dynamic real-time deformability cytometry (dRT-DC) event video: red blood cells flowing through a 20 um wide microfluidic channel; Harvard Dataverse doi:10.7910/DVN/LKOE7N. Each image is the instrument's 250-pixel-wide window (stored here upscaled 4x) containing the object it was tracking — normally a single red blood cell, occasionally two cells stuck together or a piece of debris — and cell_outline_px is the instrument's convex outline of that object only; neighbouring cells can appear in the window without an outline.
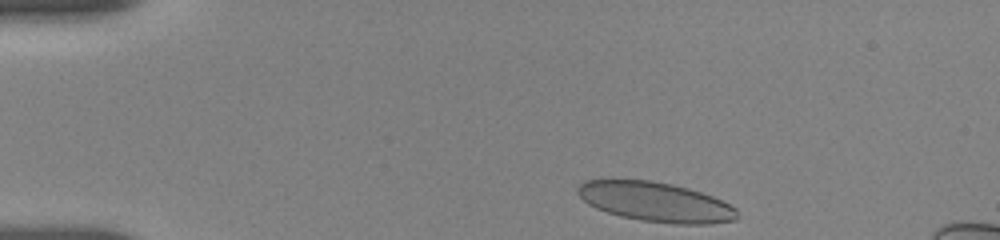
{"species": "human", "species_latin": "Homo sapiens", "temperature_condition": "room temperature", "stored_images_in_passage": 38, "camera_frame_rate_fps": 3000, "um_per_image_px": 0.085, "donor": {"sex": "female"}, "frame": {"image": 1, "passage_image": 1, "time_ms": 0.0, "image_size_px": [1000, 240], "cell_outline_px": [[736, 220], [708, 224], [672, 224], [640, 220], [620, 216], [596, 208], [588, 204], [576, 192], [576, 188], [584, 180], [652, 180], [672, 184], [688, 188], [712, 196], [736, 208]], "centroid_in_image_um": [55.7, 17.16], "position_along_channel_um": 29.3, "area_um2": 36.65}}
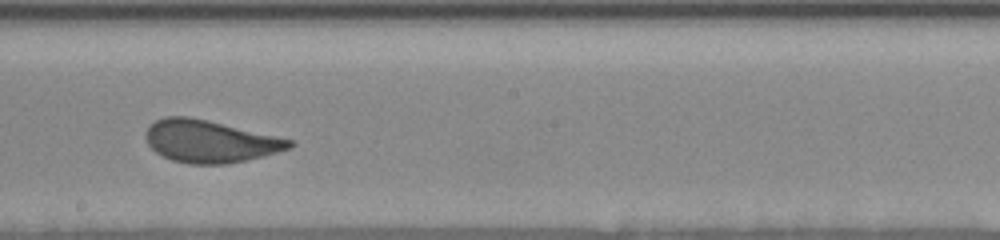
{"frame": {"image": 2, "passage_image": 23, "time_ms": 7.333, "image_size_px": [1000, 240], "cell_outline_px": [[296, 144], [292, 148], [264, 156], [248, 160], [224, 164], [188, 164], [172, 160], [156, 152], [148, 144], [144, 136], [144, 132], [156, 120], [164, 116], [188, 116], [208, 120], [276, 136], [292, 140]], "centroid_in_image_um": [17.84, 12.01], "position_along_channel_um": 230.4, "area_um2": 35.49}}
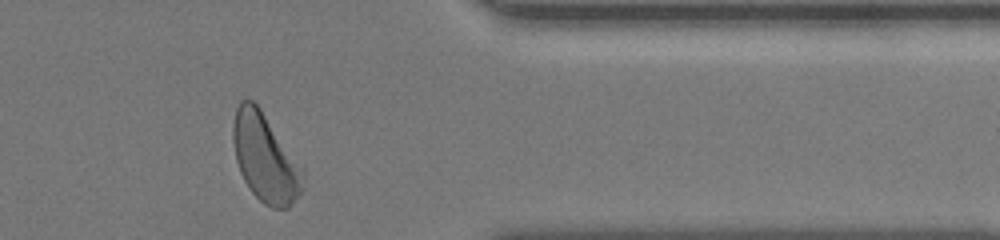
{"frame": {"image": 3, "passage_image": 37, "time_ms": 12.0, "image_size_px": [1000, 240], "cell_outline_px": [[304, 188], [288, 208], [272, 208], [264, 204], [252, 192], [244, 180], [240, 172], [236, 160], [232, 140], [232, 124], [236, 108], [240, 100], [252, 100], [260, 108], [304, 168]], "centroid_in_image_um": [22.55, 13.42], "position_along_channel_um": 388.9, "area_um2": 36.07}, "authors_computed_cell_mechanics": {"area_um2": 36.0383, "velocity_mm_per_s": 3.6558, "shape_relaxation_time_tau1_ms": 3.2706, "shape_relaxation_time_tau2_ms": null, "deformation_change_tau1": 0.123, "deformation_change_tau2": null}}